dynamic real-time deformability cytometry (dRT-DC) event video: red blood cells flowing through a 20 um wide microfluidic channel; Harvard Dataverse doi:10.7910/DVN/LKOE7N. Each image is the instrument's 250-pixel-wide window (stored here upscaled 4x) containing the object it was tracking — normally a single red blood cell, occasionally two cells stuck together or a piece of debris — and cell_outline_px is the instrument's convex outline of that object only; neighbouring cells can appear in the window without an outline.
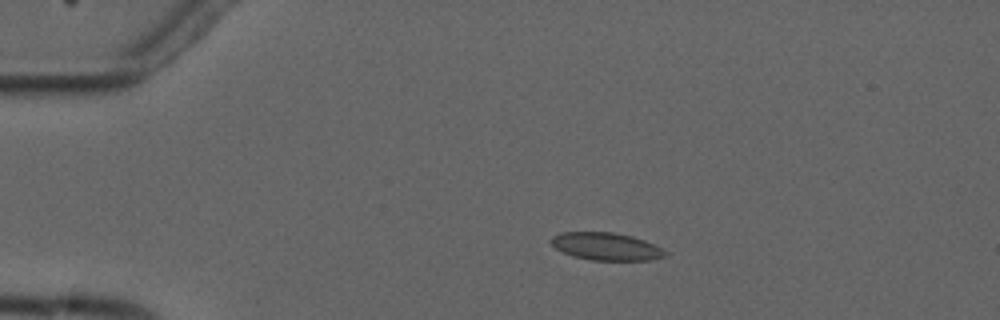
{"species": "common noctule bat (a hibernating species)", "species_latin": "Nyctalus noctula", "temperature_condition": "cold", "stored_images_in_passage": 5, "camera_frame_rate_fps": 3000, "um_per_image_px": 0.085, "animal": {"sex": "male", "forearm_length_mm": 52.5}, "frame": {"image": 1, "passage_image": 4, "time_ms": 3.333, "image_size_px": [1000, 320], "cell_outline_px": [[668, 256], [652, 260], [592, 260], [572, 256], [556, 248], [548, 240], [552, 236], [564, 232], [612, 232], [632, 236], [644, 240], [668, 252]], "centroid_in_image_um": [51.53, 20.95], "position_along_channel_um": 33.5, "area_um2": 18.32}}